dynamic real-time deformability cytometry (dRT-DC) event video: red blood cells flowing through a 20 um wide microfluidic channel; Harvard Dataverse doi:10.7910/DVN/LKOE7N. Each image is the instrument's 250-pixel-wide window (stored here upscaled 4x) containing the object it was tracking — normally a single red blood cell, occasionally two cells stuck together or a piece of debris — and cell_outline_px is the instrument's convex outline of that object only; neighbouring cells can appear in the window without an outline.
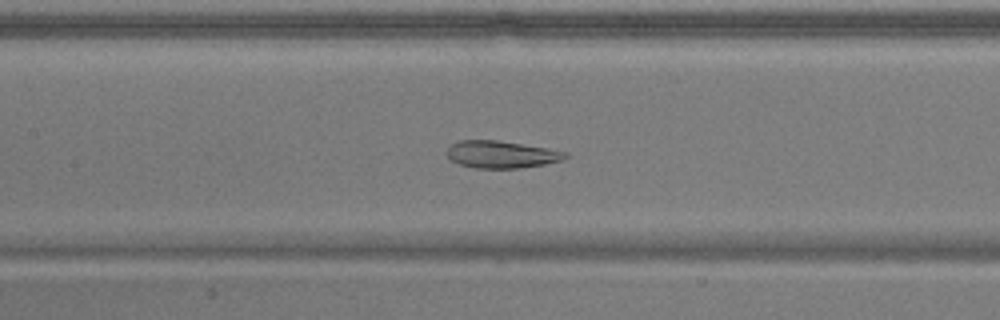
{"species": "common noctule bat (a hibernating species)", "species_latin": "Nyctalus noctula", "temperature_condition": "warm", "stored_images_in_passage": 48, "camera_frame_rate_fps": 3000, "um_per_image_px": 0.085, "animal": {"sex": "male", "body_mass_g": 17.9}, "frame": {"image": 1, "passage_image": 18, "time_ms": 5.667, "image_size_px": [1000, 320], "cell_outline_px": [[568, 156], [560, 160], [544, 164], [520, 168], [476, 168], [460, 164], [452, 160], [444, 152], [452, 144], [460, 140], [496, 140], [548, 148], [568, 152]], "centroid_in_image_um": [42.6, 13.12], "position_along_channel_um": 164.8, "area_um2": 18.67}}
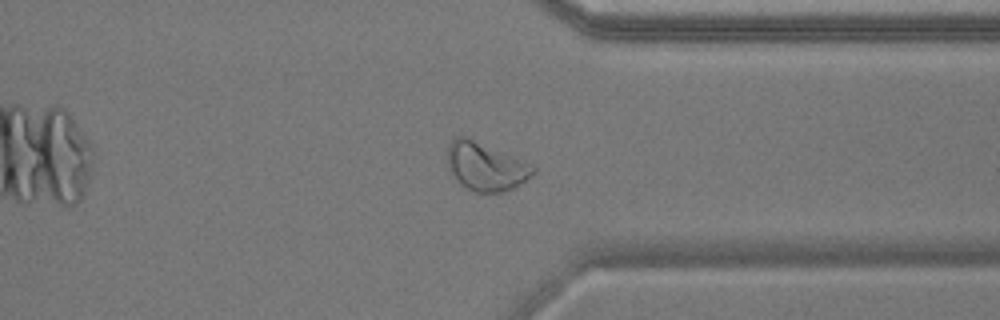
{"frame": {"image": 2, "passage_image": 35, "time_ms": 11.333, "image_size_px": [1000, 320], "cell_outline_px": [[536, 172], [512, 188], [504, 192], [476, 192], [460, 184], [448, 168], [448, 144], [456, 136], [464, 136], [532, 164], [536, 168]], "centroid_in_image_um": [41.27, 14.16], "position_along_channel_um": 370.1, "area_um2": 23.58}}
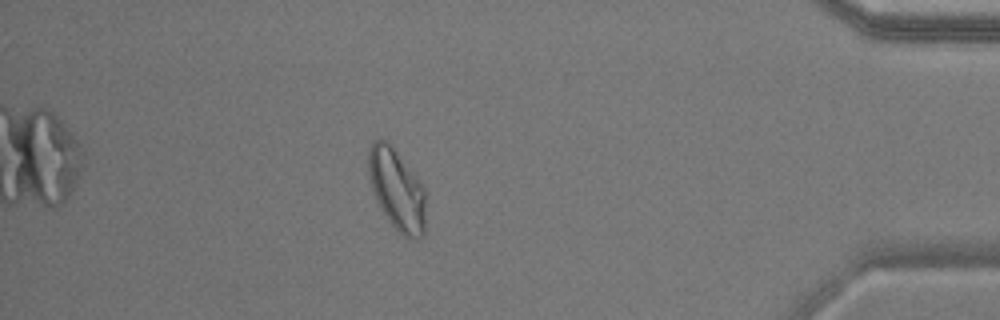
{"frame": {"image": 3, "passage_image": 41, "time_ms": 13.333, "image_size_px": [1000, 320], "cell_outline_px": [[424, 232], [420, 236], [404, 236], [388, 220], [376, 200], [372, 188], [368, 172], [368, 152], [372, 140], [384, 140], [392, 144], [420, 180], [424, 188]], "centroid_in_image_um": [33.7, 16.03], "position_along_channel_um": 401.5, "area_um2": 26.76}, "authors_computed_cell_mechanics": {"area_um2": 23.8714, "velocity_mm_per_s": 3.6682, "shape_relaxation_time_tau1_ms": null, "shape_relaxation_time_tau2_ms": 2.6158, "deformation_change_tau1": null, "deformation_change_tau2": 0.0724}}